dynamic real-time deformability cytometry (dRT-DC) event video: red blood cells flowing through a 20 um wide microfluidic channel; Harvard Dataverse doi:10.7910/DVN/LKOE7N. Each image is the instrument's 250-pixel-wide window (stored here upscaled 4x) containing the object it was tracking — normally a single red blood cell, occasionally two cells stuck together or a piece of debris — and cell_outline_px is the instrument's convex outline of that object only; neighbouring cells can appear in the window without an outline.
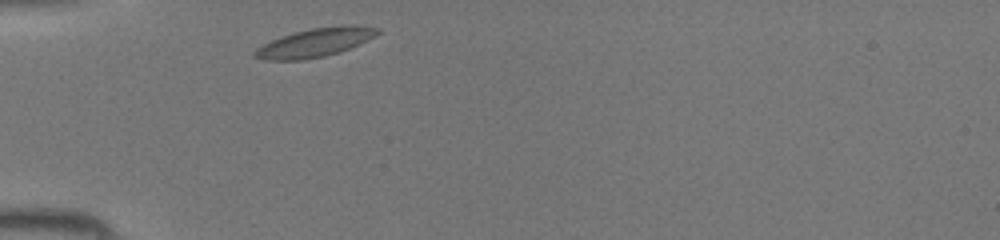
{"species": "common noctule bat (a hibernating species)", "species_latin": "Nyctalus noctula", "temperature_condition": "room temperature", "stored_images_in_passage": 26, "camera_frame_rate_fps": 3000, "um_per_image_px": 0.085, "animal": {"sex": "female", "body_mass_g": 19.5, "forearm_length_mm": 54.1}, "frame": {"image": 1, "passage_image": 1, "time_ms": 0.0, "image_size_px": [1000, 240], "cell_outline_px": [[380, 32], [376, 36], [360, 44], [324, 56], [300, 60], [264, 60], [252, 56], [252, 52], [256, 48], [280, 36], [312, 28], [340, 24], [352, 24], [380, 28]], "centroid_in_image_um": [26.79, 3.6], "position_along_channel_um": 58.2, "area_um2": 20.58}}
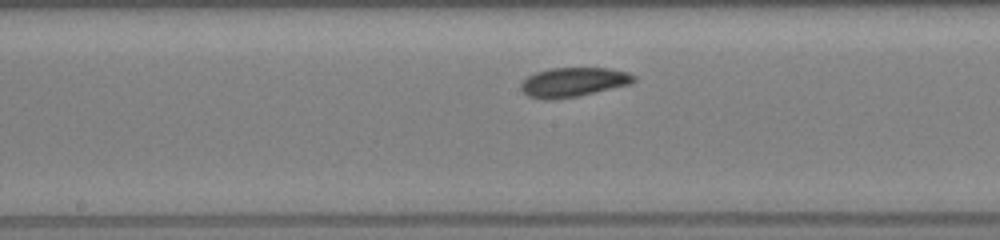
{"frame": {"image": 2, "passage_image": 11, "time_ms": 3.333, "image_size_px": [1000, 240], "cell_outline_px": [[636, 80], [632, 84], [580, 96], [552, 100], [544, 100], [528, 96], [520, 88], [520, 84], [528, 76], [536, 72], [552, 68], [608, 68], [628, 72], [636, 76]], "centroid_in_image_um": [48.76, 6.99], "position_along_channel_um": 199.4, "area_um2": 19.54}}
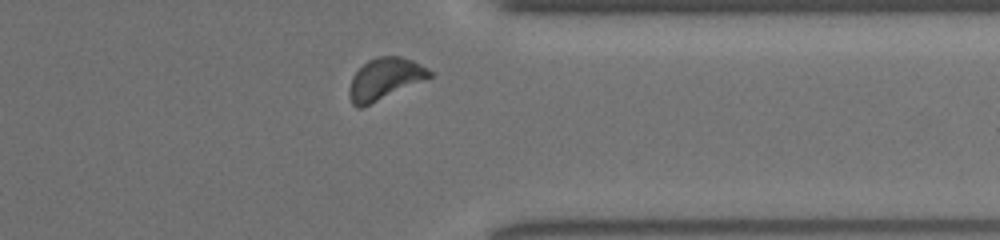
{"frame": {"image": 3, "passage_image": 23, "time_ms": 7.333, "image_size_px": [1000, 240], "cell_outline_px": [[432, 76], [424, 80], [360, 108], [356, 108], [352, 104], [348, 96], [348, 88], [352, 76], [368, 60], [376, 56], [400, 56], [412, 60], [428, 68], [432, 72]], "centroid_in_image_um": [32.67, 6.7], "position_along_channel_um": 378.7, "area_um2": 19.31}}